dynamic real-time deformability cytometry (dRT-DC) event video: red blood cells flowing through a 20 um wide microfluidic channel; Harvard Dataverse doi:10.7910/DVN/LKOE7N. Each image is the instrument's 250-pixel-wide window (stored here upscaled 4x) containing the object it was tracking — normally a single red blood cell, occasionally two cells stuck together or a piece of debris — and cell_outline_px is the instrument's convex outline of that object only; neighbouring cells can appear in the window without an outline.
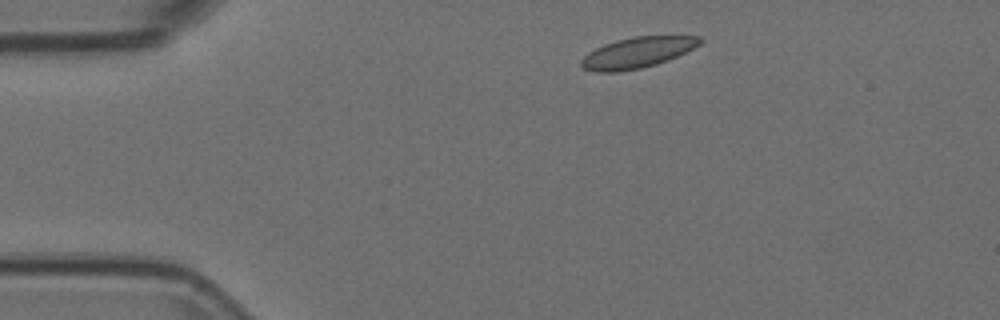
{"species": "Egyptian fruit bat (a non-hibernating species)", "species_latin": "Rousettus aegyptiacus", "temperature_condition": "room temperature", "stored_images_in_passage": 46, "camera_frame_rate_fps": 3000, "um_per_image_px": 0.085, "animal": {"sex": "female"}, "frame": {"image": 1, "passage_image": 1, "time_ms": 0.0, "image_size_px": [1000, 320], "cell_outline_px": [[704, 40], [700, 44], [668, 60], [656, 64], [640, 68], [616, 72], [596, 72], [584, 68], [580, 64], [580, 60], [588, 52], [604, 44], [616, 40], [632, 36], [700, 36]], "centroid_in_image_um": [54.15, 4.46], "position_along_channel_um": 30.9, "area_um2": 21.15}}
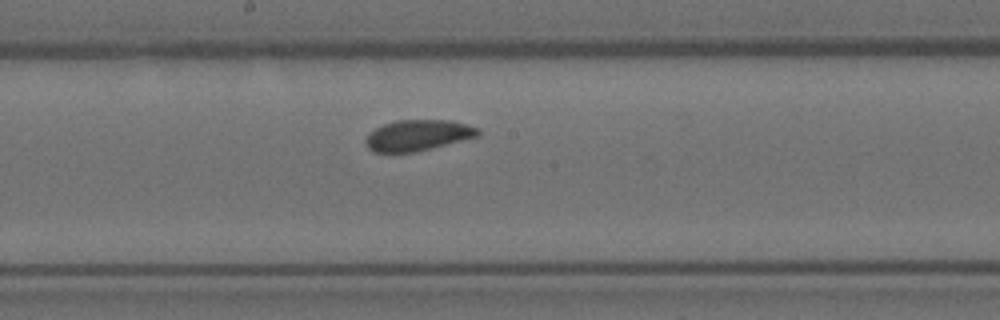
{"frame": {"image": 2, "passage_image": 20, "time_ms": 6.333, "image_size_px": [1000, 320], "cell_outline_px": [[480, 136], [416, 152], [372, 152], [368, 148], [364, 140], [376, 128], [384, 124], [396, 120], [452, 120], [468, 124], [480, 128]], "centroid_in_image_um": [35.57, 11.5], "position_along_channel_um": 212.6, "area_um2": 20.35}}
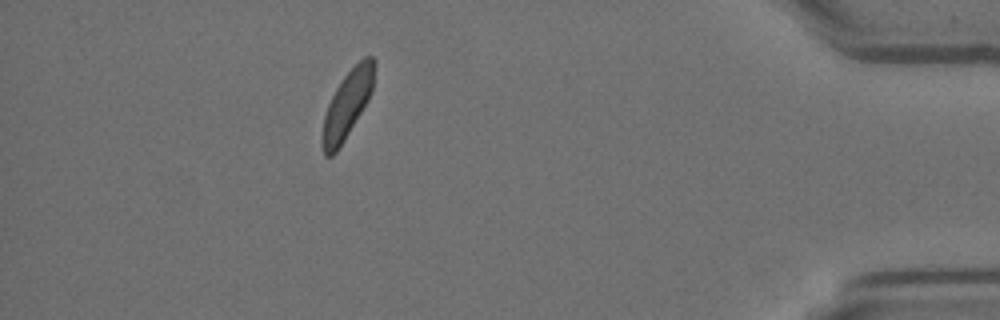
{"frame": {"image": 3, "passage_image": 40, "time_ms": 13.0, "image_size_px": [1000, 320], "cell_outline_px": [[376, 64], [372, 88], [368, 100], [344, 140], [336, 152], [332, 156], [324, 156], [320, 144], [320, 140], [324, 116], [328, 104], [336, 88], [344, 76], [364, 56], [372, 56], [376, 60]], "centroid_in_image_um": [29.49, 8.9], "position_along_channel_um": 405.7, "area_um2": 20.35}, "authors_computed_cell_mechanics": {"area_um2": 20.9236, "velocity_mm_per_s": 3.6723, "shape_relaxation_time_tau1_ms": 4.8148, "shape_relaxation_time_tau2_ms": 4.4346, "deformation_change_tau1": 0.0827, "deformation_change_tau2": 0.0575}}